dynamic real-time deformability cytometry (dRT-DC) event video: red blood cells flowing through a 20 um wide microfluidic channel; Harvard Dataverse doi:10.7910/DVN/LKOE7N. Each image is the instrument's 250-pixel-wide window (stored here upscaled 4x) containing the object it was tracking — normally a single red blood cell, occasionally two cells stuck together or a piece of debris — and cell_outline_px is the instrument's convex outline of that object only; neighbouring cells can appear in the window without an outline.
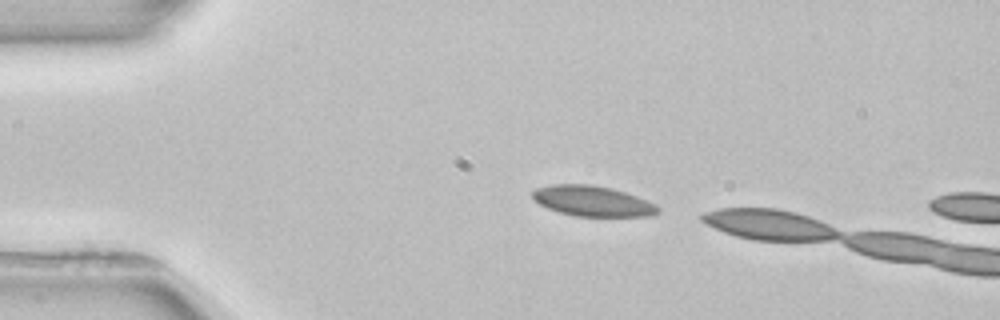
{"species": "common noctule bat (a hibernating species)", "species_latin": "Nyctalus noctula", "temperature_condition": "room temperature", "stored_images_in_passage": 2, "camera_frame_rate_fps": 3000, "um_per_image_px": 0.085, "animal": {"sex": "female", "body_mass_g": 22.7, "forearm_length_mm": 54.2}, "frame": {"image": 1, "passage_image": 1, "time_ms": 0.0, "image_size_px": [1000, 320], "cell_outline_px": [[660, 212], [648, 216], [576, 216], [560, 212], [548, 208], [540, 204], [532, 196], [532, 192], [536, 188], [552, 184], [592, 184], [612, 188], [636, 196], [656, 204], [660, 208]], "centroid_in_image_um": [50.38, 17.08], "position_along_channel_um": 34.6, "area_um2": 22.14}}